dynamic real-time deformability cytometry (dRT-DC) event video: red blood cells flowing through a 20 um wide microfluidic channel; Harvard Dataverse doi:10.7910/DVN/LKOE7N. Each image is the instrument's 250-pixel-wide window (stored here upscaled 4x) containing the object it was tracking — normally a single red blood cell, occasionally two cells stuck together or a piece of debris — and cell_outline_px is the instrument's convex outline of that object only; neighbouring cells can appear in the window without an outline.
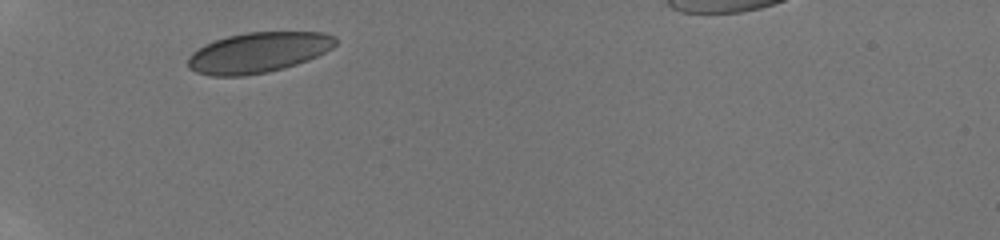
{"species": "human", "species_latin": "Homo sapiens", "temperature_condition": "room temperature", "stored_images_in_passage": 21, "camera_frame_rate_fps": 3000, "um_per_image_px": 0.085, "donor": {"sex": "male"}, "frame": {"image": 1, "passage_image": 1, "time_ms": 0.0, "image_size_px": [1000, 240], "cell_outline_px": [[336, 44], [332, 48], [308, 60], [284, 68], [268, 72], [244, 76], [212, 76], [196, 72], [188, 68], [188, 56], [192, 52], [204, 44], [228, 36], [248, 32], [324, 32], [336, 36]], "centroid_in_image_um": [21.94, 4.46], "position_along_channel_um": 63.1, "area_um2": 34.8}}
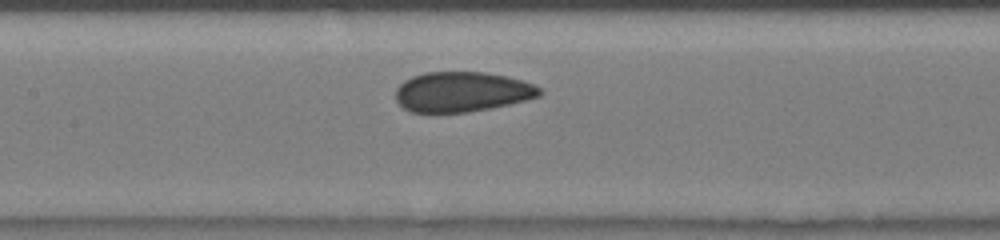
{"frame": {"image": 2, "passage_image": 5, "time_ms": 3.0, "image_size_px": [1000, 240], "cell_outline_px": [[544, 92], [540, 96], [508, 104], [468, 112], [412, 112], [404, 108], [396, 100], [396, 88], [404, 80], [412, 76], [424, 72], [484, 72], [504, 76], [520, 80], [532, 84], [540, 88]], "centroid_in_image_um": [39.24, 7.8], "position_along_channel_um": 168.2, "area_um2": 33.35}}
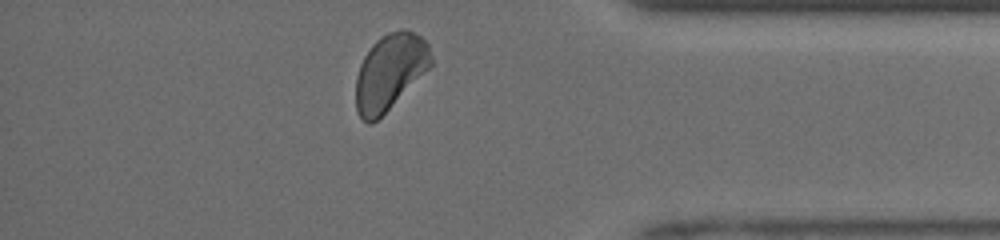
{"frame": {"image": 3, "passage_image": 19, "time_ms": 9.0, "image_size_px": [1000, 240], "cell_outline_px": [[432, 64], [372, 124], [368, 124], [360, 116], [356, 108], [356, 76], [360, 64], [364, 56], [372, 44], [380, 36], [388, 32], [400, 28], [404, 28], [420, 36], [428, 44], [432, 56]], "centroid_in_image_um": [33.12, 6.06], "position_along_channel_um": 402.1, "area_um2": 32.71}, "authors_computed_cell_mechanics": {"area_um2": 33.813, "velocity_mm_per_s": 4.1294, "shape_relaxation_time_tau1_ms": 3.122, "shape_relaxation_time_tau2_ms": null, "deformation_change_tau1": 0.0536, "deformation_change_tau2": null}}